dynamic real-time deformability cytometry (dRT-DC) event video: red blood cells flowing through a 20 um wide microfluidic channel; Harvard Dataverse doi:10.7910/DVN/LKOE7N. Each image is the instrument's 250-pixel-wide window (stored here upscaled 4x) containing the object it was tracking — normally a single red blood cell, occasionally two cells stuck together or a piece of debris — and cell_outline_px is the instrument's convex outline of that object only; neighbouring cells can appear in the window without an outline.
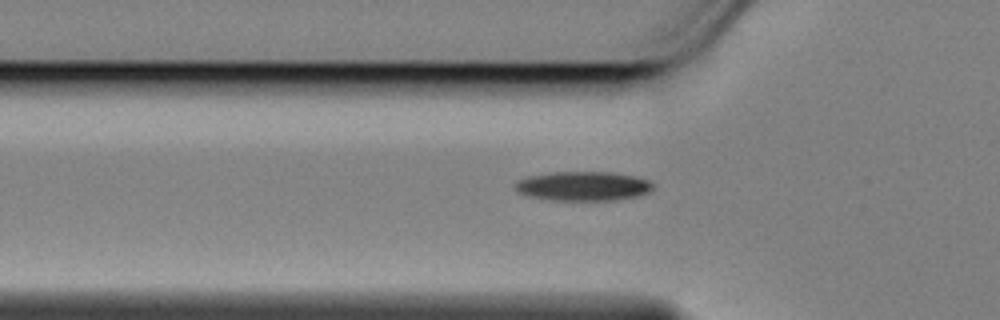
{"species": "Egyptian fruit bat (a non-hibernating species)", "species_latin": "Rousettus aegyptiacus", "temperature_condition": "cold", "stored_images_in_passage": 51, "camera_frame_rate_fps": 3000, "um_per_image_px": 0.085, "animal": {"sex": "female"}, "frame": {"image": 1, "passage_image": 18, "time_ms": 5.667, "image_size_px": [1000, 320], "cell_outline_px": [[652, 188], [648, 192], [636, 196], [616, 200], [552, 200], [528, 196], [516, 192], [516, 180], [528, 176], [556, 172], [612, 172], [636, 176], [648, 180], [652, 184]], "centroid_in_image_um": [49.54, 15.82], "position_along_channel_um": 76.3, "area_um2": 23.47}}
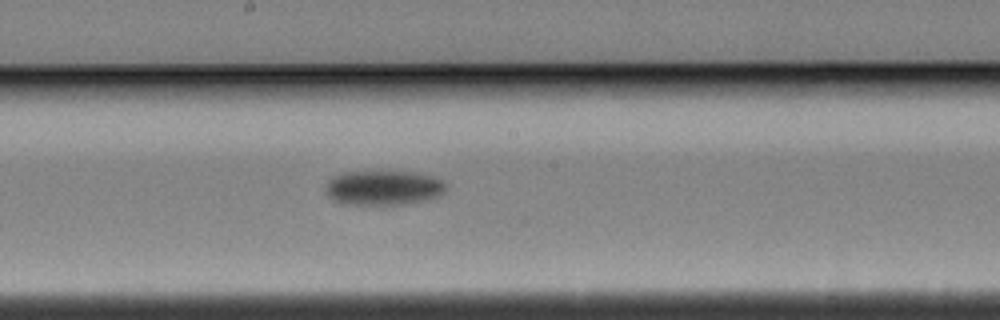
{"frame": {"image": 2, "passage_image": 30, "time_ms": 9.667, "image_size_px": [1000, 320], "cell_outline_px": [[444, 192], [440, 196], [424, 200], [404, 204], [344, 204], [328, 196], [328, 180], [332, 176], [340, 172], [380, 168], [392, 168], [436, 176], [444, 184]], "centroid_in_image_um": [32.6, 15.88], "position_along_channel_um": 215.6, "area_um2": 25.26}}
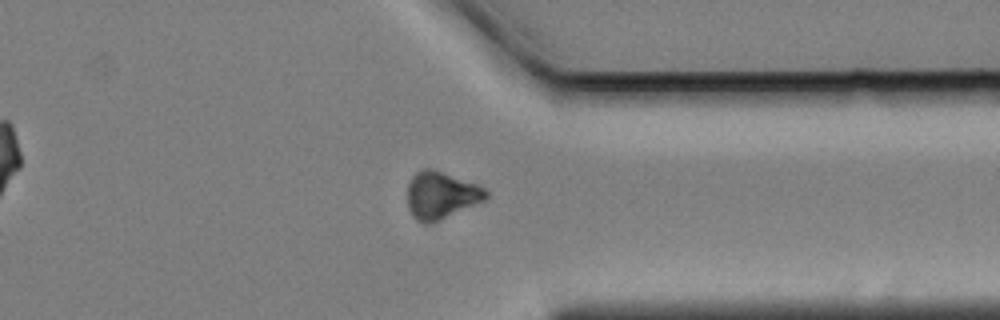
{"frame": {"image": 3, "passage_image": 44, "time_ms": 14.333, "image_size_px": [1000, 320], "cell_outline_px": [[488, 196], [484, 200], [432, 224], [424, 224], [416, 220], [408, 208], [408, 184], [412, 176], [420, 168], [432, 168], [476, 184], [484, 188], [488, 192]], "centroid_in_image_um": [37.46, 16.6], "position_along_channel_um": 373.9, "area_um2": 21.62}, "authors_computed_cell_mechanics": {"area_um2": 22.4842, "velocity_mm_per_s": 3.4563, "shape_relaxation_time_tau1_ms": 2.7232, "shape_relaxation_time_tau2_ms": null, "deformation_change_tau1": 0.1201, "deformation_change_tau2": null}}